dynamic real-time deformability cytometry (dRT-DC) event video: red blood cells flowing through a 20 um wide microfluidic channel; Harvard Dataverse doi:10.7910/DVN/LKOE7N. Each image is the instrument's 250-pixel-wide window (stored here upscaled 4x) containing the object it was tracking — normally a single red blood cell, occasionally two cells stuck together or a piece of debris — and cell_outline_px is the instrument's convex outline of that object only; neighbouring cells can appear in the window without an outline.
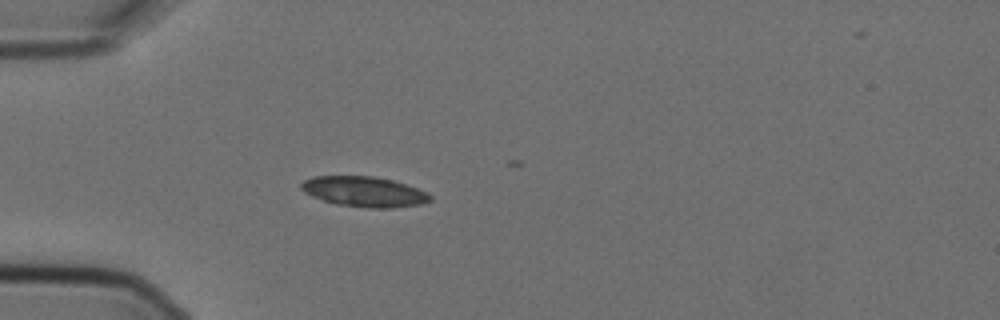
{"species": "Egyptian fruit bat (a non-hibernating species)", "species_latin": "Rousettus aegyptiacus", "temperature_condition": "cold", "stored_images_in_passage": 1, "camera_frame_rate_fps": 3000, "um_per_image_px": 0.085, "animal": {"sex": "female"}, "frame": {"image": 1, "passage_image": 1, "time_ms": 0.0, "image_size_px": [1000, 320], "cell_outline_px": [[432, 200], [420, 204], [392, 208], [368, 208], [336, 204], [312, 196], [304, 192], [300, 188], [300, 184], [304, 180], [312, 176], [372, 176], [392, 180], [416, 188], [432, 196]], "centroid_in_image_um": [30.92, 16.29], "position_along_channel_um": 54.1, "area_um2": 22.6}}